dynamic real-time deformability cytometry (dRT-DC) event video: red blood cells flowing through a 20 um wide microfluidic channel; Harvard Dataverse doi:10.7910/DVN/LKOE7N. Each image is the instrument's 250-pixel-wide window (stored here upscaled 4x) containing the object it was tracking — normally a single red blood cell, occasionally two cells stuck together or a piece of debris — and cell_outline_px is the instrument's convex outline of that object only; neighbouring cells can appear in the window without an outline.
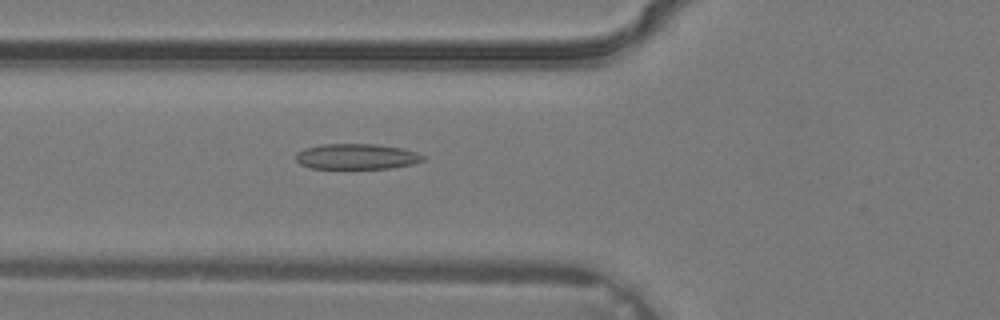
{"species": "common noctule bat (a hibernating species)", "species_latin": "Nyctalus noctula", "temperature_condition": "warm", "stored_images_in_passage": 4, "camera_frame_rate_fps": 3000, "um_per_image_px": 0.085, "animal": {"sex": "male", "body_mass_g": 19.2, "forearm_length_mm": 51.8}, "frame": {"image": 1, "passage_image": 4, "time_ms": 1.0, "image_size_px": [1000, 320], "cell_outline_px": [[424, 160], [412, 164], [392, 168], [312, 168], [300, 164], [296, 160], [296, 152], [304, 148], [320, 144], [376, 144], [404, 148], [416, 152], [424, 156]], "centroid_in_image_um": [30.31, 13.29], "position_along_channel_um": 95.5, "area_um2": 18.96}}